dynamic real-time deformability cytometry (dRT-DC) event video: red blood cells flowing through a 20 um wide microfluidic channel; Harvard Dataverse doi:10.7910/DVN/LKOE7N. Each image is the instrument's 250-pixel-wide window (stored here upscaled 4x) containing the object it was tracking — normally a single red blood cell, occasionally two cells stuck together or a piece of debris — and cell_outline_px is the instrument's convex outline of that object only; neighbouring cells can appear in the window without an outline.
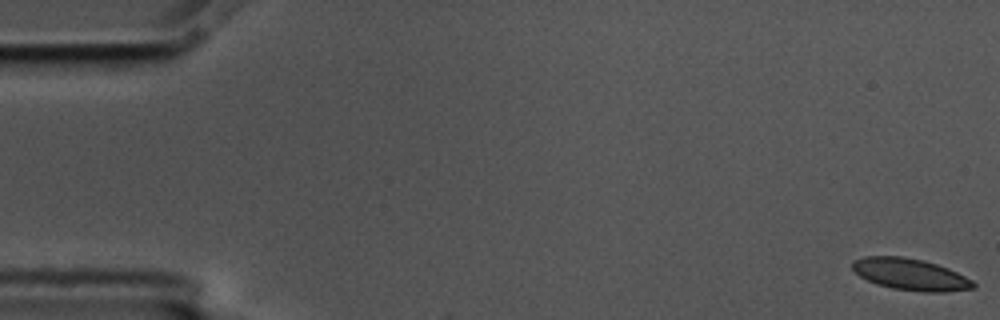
{"species": "common noctule bat (a hibernating species)", "species_latin": "Nyctalus noctula", "temperature_condition": "cold", "stored_images_in_passage": 57, "camera_frame_rate_fps": 3000, "um_per_image_px": 0.085, "animal": {"sex": "male", "body_mass_g": 17.5, "forearm_length_mm": 52.3}, "frame": {"image": 1, "passage_image": 1, "time_ms": 0.0, "image_size_px": [1000, 320], "cell_outline_px": [[976, 288], [944, 292], [924, 292], [892, 288], [876, 284], [860, 276], [852, 268], [852, 260], [864, 256], [900, 256], [924, 260], [948, 268], [972, 280], [976, 284]], "centroid_in_image_um": [77.38, 23.32], "position_along_channel_um": 7.6, "area_um2": 22.31}}
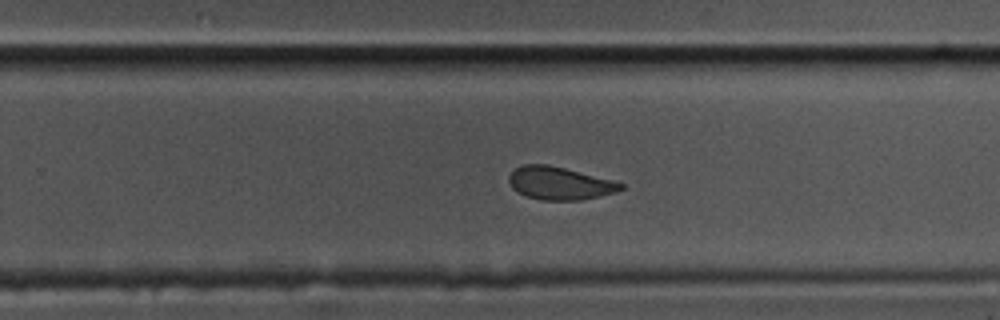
{"frame": {"image": 2, "passage_image": 36, "time_ms": 11.667, "image_size_px": [1000, 320], "cell_outline_px": [[624, 188], [616, 192], [600, 196], [580, 200], [540, 200], [528, 196], [512, 188], [508, 180], [508, 176], [520, 164], [548, 164], [612, 180], [624, 184]], "centroid_in_image_um": [47.56, 15.57], "position_along_channel_um": 282.2, "area_um2": 21.27}}
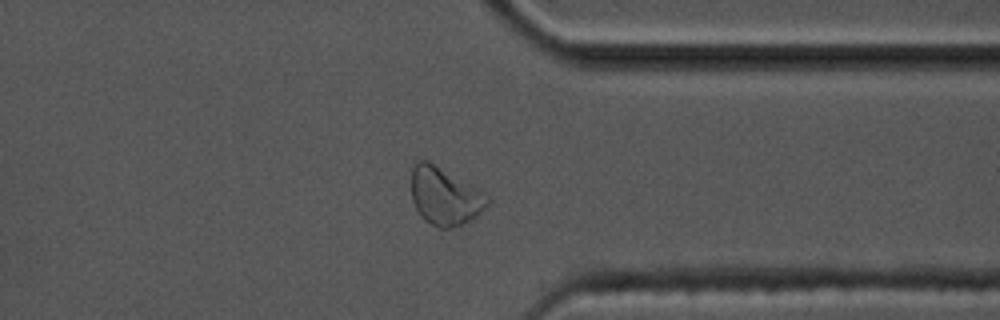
{"frame": {"image": 3, "passage_image": 44, "time_ms": 14.333, "image_size_px": [1000, 320], "cell_outline_px": [[492, 200], [476, 216], [460, 224], [448, 228], [440, 228], [424, 220], [420, 216], [412, 200], [412, 168], [416, 160], [428, 160], [488, 196]], "centroid_in_image_um": [37.76, 16.68], "position_along_channel_um": 373.6, "area_um2": 24.97}, "authors_computed_cell_mechanics": {"area_um2": 22.7732, "velocity_mm_per_s": 3.5511, "shape_relaxation_time_tau1_ms": 5.6757, "shape_relaxation_time_tau2_ms": 1.3452, "deformation_change_tau1": 0.1204, "deformation_change_tau2": 0.0583}}